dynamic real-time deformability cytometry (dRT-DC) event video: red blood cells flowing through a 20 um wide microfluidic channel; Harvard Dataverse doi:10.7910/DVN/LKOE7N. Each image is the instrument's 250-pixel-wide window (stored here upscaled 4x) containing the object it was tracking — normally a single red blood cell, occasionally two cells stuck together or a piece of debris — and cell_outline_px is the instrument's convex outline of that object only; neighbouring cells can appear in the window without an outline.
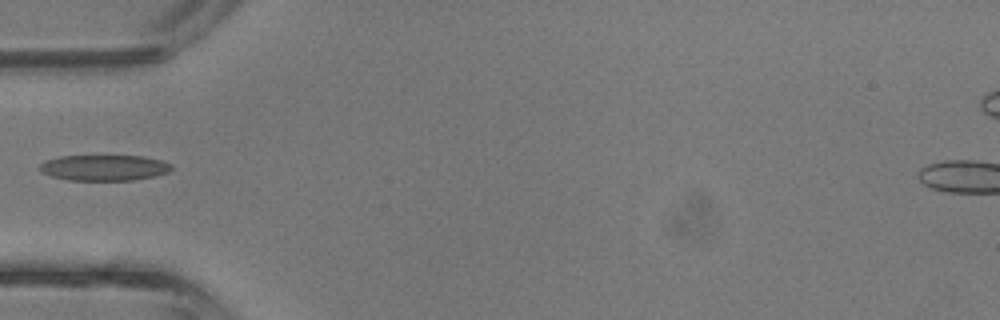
{"species": "common noctule bat (a hibernating species)", "species_latin": "Nyctalus noctula", "temperature_condition": "room temperature", "stored_images_in_passage": 4, "camera_frame_rate_fps": 3000, "um_per_image_px": 0.085, "animal": {"sex": "male", "body_mass_g": 13.3}, "frame": {"image": 1, "passage_image": 4, "time_ms": 1.0, "image_size_px": [1000, 320], "cell_outline_px": [[172, 168], [168, 172], [156, 176], [132, 180], [68, 180], [52, 176], [36, 168], [40, 164], [48, 160], [60, 156], [144, 156], [160, 160], [172, 164]], "centroid_in_image_um": [8.87, 14.25], "position_along_channel_um": 76.1, "area_um2": 19.71}}